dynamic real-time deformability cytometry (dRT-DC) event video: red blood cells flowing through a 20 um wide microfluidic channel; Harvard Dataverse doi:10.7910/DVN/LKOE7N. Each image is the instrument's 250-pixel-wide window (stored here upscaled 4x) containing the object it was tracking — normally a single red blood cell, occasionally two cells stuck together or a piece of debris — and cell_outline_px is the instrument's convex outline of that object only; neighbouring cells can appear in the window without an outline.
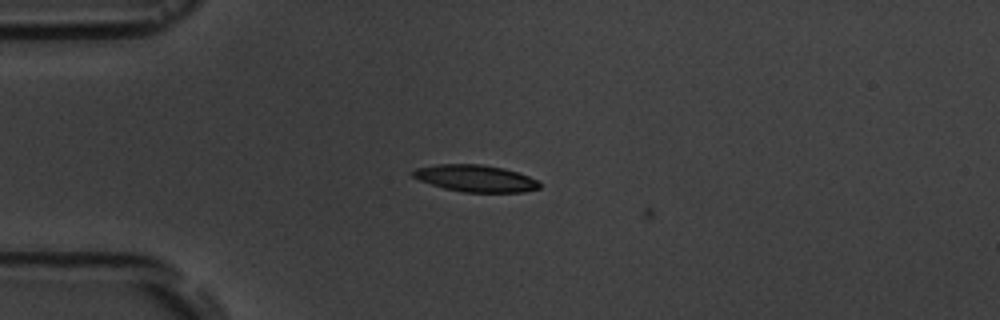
{"species": "common noctule bat (a hibernating species)", "species_latin": "Nyctalus noctula", "temperature_condition": "room temperature", "stored_images_in_passage": 3, "camera_frame_rate_fps": 3000, "um_per_image_px": 0.085, "animal": {"sex": "male", "body_mass_g": 19.5, "forearm_length_mm": 54.6}, "frame": {"image": 1, "passage_image": 3, "time_ms": 2.333, "image_size_px": [1000, 320], "cell_outline_px": [[540, 188], [524, 192], [464, 192], [444, 188], [420, 180], [412, 176], [412, 172], [416, 168], [440, 164], [480, 164], [504, 168], [540, 180]], "centroid_in_image_um": [40.46, 15.16], "position_along_channel_um": 44.5, "area_um2": 19.71}}